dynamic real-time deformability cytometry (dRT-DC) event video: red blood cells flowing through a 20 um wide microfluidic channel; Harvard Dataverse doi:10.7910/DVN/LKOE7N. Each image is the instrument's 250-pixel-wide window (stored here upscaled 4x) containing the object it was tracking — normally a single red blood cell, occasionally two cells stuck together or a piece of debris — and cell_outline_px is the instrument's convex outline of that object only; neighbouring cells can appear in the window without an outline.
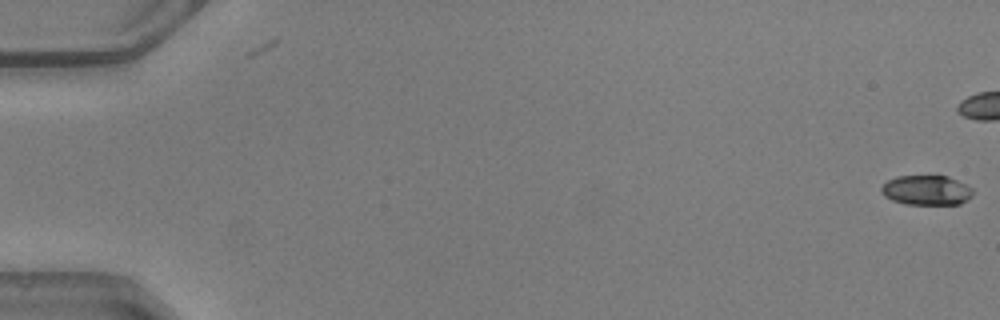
{"species": "common noctule bat (a hibernating species)", "species_latin": "Nyctalus noctula", "temperature_condition": "warm", "stored_images_in_passage": 2, "camera_frame_rate_fps": 3000, "um_per_image_px": 0.085, "animal": {"sex": "male", "body_mass_g": 20.5, "forearm_length_mm": 52.5}, "frame": {"image": 1, "passage_image": 2, "time_ms": 0.333, "image_size_px": [1000, 320], "cell_outline_px": [[972, 196], [968, 200], [960, 204], [904, 204], [892, 200], [884, 196], [880, 192], [880, 188], [888, 180], [896, 176], [948, 176], [972, 188]], "centroid_in_image_um": [78.73, 16.17], "position_along_channel_um": 6.3, "area_um2": 15.9}}